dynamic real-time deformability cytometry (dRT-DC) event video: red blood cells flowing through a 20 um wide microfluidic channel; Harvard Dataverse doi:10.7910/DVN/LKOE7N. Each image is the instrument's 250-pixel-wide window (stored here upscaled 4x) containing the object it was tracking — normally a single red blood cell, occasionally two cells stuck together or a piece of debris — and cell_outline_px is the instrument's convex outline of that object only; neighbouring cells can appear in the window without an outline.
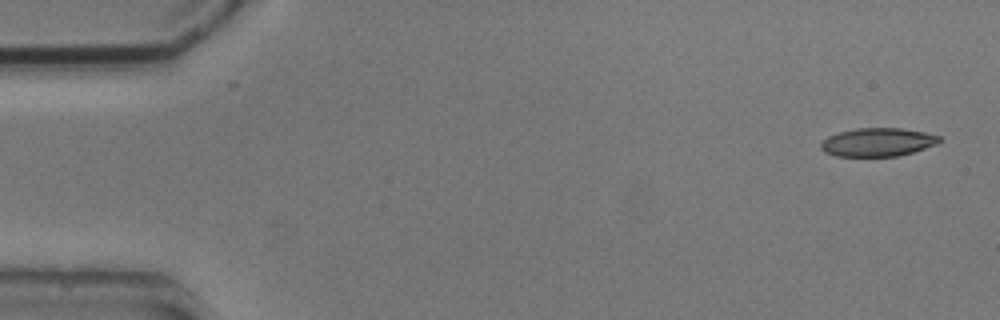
{"species": "common noctule bat (a hibernating species)", "species_latin": "Nyctalus noctula", "temperature_condition": "cold", "stored_images_in_passage": 6, "camera_frame_rate_fps": 3000, "um_per_image_px": 0.085, "animal": {"sex": "male", "body_mass_g": 20.5, "forearm_length_mm": 52.5}, "frame": {"image": 1, "passage_image": 1, "time_ms": 0.0, "image_size_px": [1000, 320], "cell_outline_px": [[944, 140], [936, 144], [900, 156], [836, 156], [824, 152], [820, 148], [820, 144], [828, 136], [840, 132], [856, 128], [900, 128], [924, 132], [940, 136]], "centroid_in_image_um": [74.61, 12.08], "position_along_channel_um": 10.4, "area_um2": 19.59}}
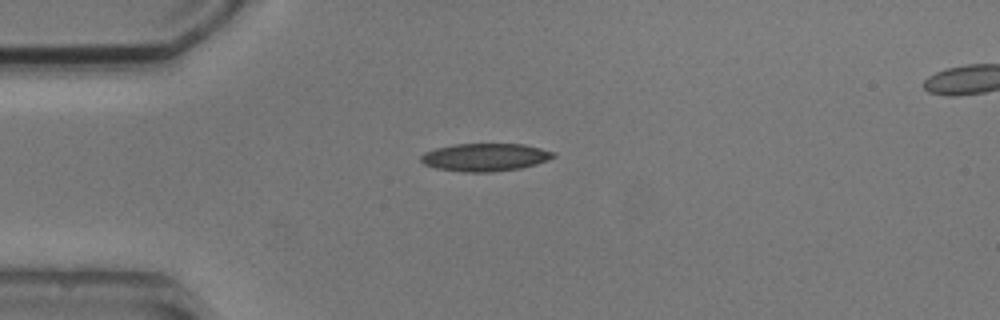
{"frame": {"image": 2, "passage_image": 4, "time_ms": 3.667, "image_size_px": [1000, 320], "cell_outline_px": [[556, 156], [548, 160], [536, 164], [520, 168], [492, 172], [464, 172], [436, 168], [424, 164], [420, 160], [420, 156], [424, 152], [436, 148], [456, 144], [524, 144], [556, 152]], "centroid_in_image_um": [41.24, 13.36], "position_along_channel_um": 43.8, "area_um2": 21.5}}